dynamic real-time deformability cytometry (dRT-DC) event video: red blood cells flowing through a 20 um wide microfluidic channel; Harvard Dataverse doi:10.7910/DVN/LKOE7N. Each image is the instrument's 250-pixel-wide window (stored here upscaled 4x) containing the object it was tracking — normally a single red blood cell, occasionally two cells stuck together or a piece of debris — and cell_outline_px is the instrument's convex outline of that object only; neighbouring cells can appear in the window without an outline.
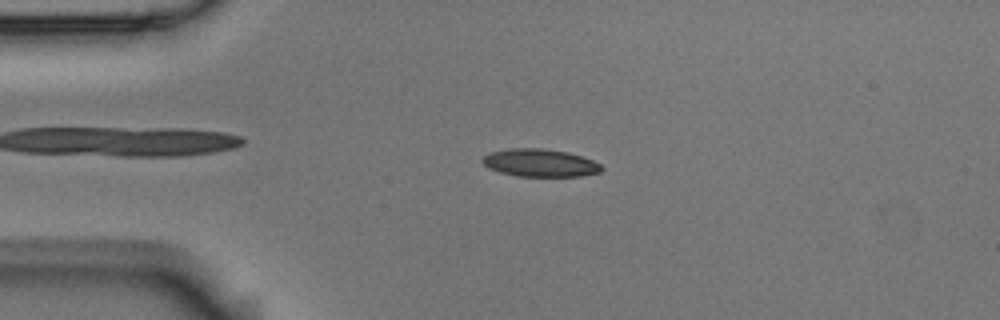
{"species": "Egyptian fruit bat (a non-hibernating species)", "species_latin": "Rousettus aegyptiacus", "temperature_condition": "room temperature", "stored_images_in_passage": 4, "camera_frame_rate_fps": 3000, "um_per_image_px": 0.085, "animal": {"sex": "male"}, "frame": {"image": 1, "passage_image": 2, "time_ms": 0.333, "image_size_px": [1000, 320], "cell_outline_px": [[604, 168], [600, 172], [580, 176], [516, 176], [500, 172], [488, 168], [480, 160], [484, 156], [492, 152], [508, 148], [544, 148], [568, 152], [592, 160], [600, 164]], "centroid_in_image_um": [45.89, 13.84], "position_along_channel_um": 39.1, "area_um2": 19.25}}
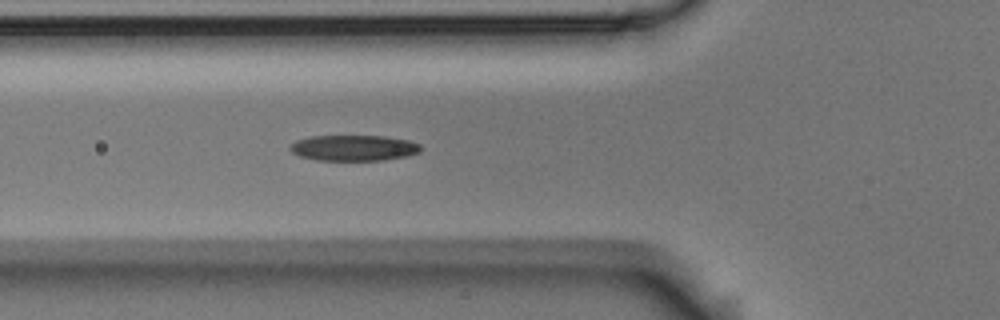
{"frame": {"image": 2, "passage_image": 4, "time_ms": 1.0, "image_size_px": [1000, 320], "cell_outline_px": [[420, 152], [408, 156], [384, 160], [316, 160], [300, 156], [292, 152], [288, 148], [296, 140], [312, 136], [384, 136], [408, 140], [420, 144]], "centroid_in_image_um": [30.07, 12.57], "position_along_channel_um": 95.7, "area_um2": 19.59}}